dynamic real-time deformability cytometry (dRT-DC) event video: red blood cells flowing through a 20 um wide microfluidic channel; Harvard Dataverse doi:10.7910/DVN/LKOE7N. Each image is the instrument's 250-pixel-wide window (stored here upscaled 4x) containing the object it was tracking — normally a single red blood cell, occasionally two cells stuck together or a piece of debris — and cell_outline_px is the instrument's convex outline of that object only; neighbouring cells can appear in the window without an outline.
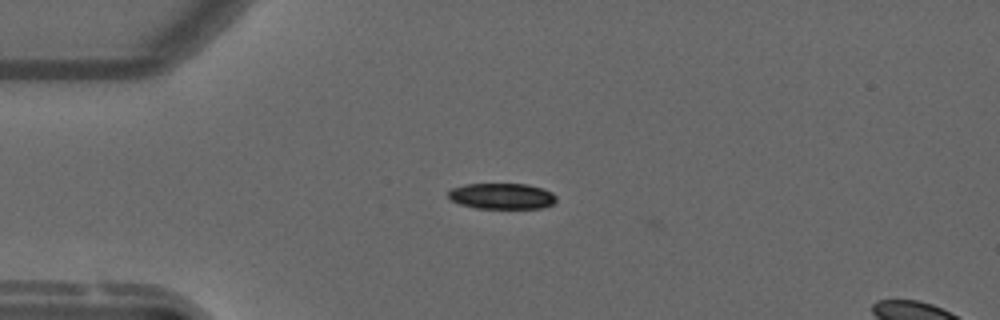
{"species": "common noctule bat (a hibernating species)", "species_latin": "Nyctalus noctula", "temperature_condition": "warm", "stored_images_in_passage": 6, "camera_frame_rate_fps": 3000, "um_per_image_px": 0.085, "animal": {"sex": "male", "forearm_length_mm": 52.5}, "frame": {"image": 1, "passage_image": 5, "time_ms": 1.333, "image_size_px": [1000, 320], "cell_outline_px": [[556, 200], [552, 204], [544, 208], [476, 208], [460, 204], [452, 200], [448, 196], [448, 192], [452, 188], [464, 184], [528, 184], [544, 188], [552, 192], [556, 196]], "centroid_in_image_um": [42.68, 16.66], "position_along_channel_um": 42.3, "area_um2": 16.36}}